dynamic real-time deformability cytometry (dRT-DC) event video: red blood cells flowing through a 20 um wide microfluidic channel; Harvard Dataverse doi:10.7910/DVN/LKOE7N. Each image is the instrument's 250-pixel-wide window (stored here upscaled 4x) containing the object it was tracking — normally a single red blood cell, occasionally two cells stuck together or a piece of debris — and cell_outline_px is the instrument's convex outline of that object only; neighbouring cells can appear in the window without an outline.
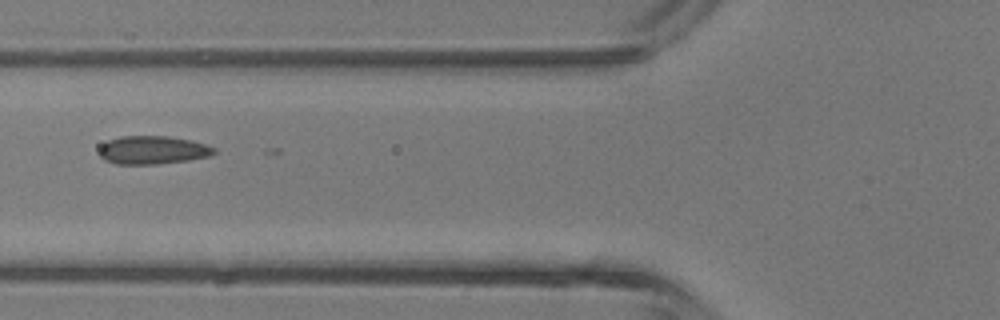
{"species": "common noctule bat (a hibernating species)", "species_latin": "Nyctalus noctula", "temperature_condition": "room temperature", "stored_images_in_passage": 5, "camera_frame_rate_fps": 3000, "um_per_image_px": 0.085, "animal": {"sex": "male", "body_mass_g": 13.3}, "frame": {"image": 1, "passage_image": 4, "time_ms": 3.667, "image_size_px": [1000, 320], "cell_outline_px": [[216, 152], [208, 156], [188, 160], [160, 164], [116, 164], [104, 160], [100, 156], [100, 148], [108, 140], [120, 136], [168, 136], [188, 140], [204, 144], [216, 148]], "centroid_in_image_um": [12.96, 12.76], "position_along_channel_um": 112.8, "area_um2": 18.79}}
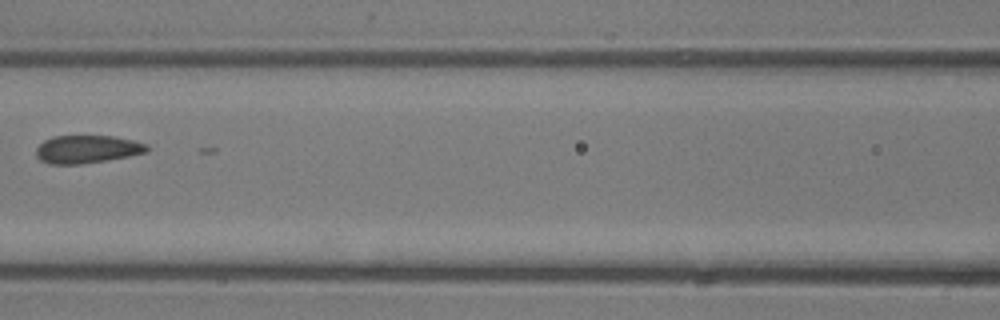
{"frame": {"image": 2, "passage_image": 5, "time_ms": 4.667, "image_size_px": [1000, 320], "cell_outline_px": [[148, 152], [128, 156], [80, 164], [48, 164], [40, 160], [36, 156], [36, 148], [44, 140], [52, 136], [112, 136], [132, 140], [148, 144]], "centroid_in_image_um": [7.38, 12.68], "position_along_channel_um": 159.2, "area_um2": 17.98}}